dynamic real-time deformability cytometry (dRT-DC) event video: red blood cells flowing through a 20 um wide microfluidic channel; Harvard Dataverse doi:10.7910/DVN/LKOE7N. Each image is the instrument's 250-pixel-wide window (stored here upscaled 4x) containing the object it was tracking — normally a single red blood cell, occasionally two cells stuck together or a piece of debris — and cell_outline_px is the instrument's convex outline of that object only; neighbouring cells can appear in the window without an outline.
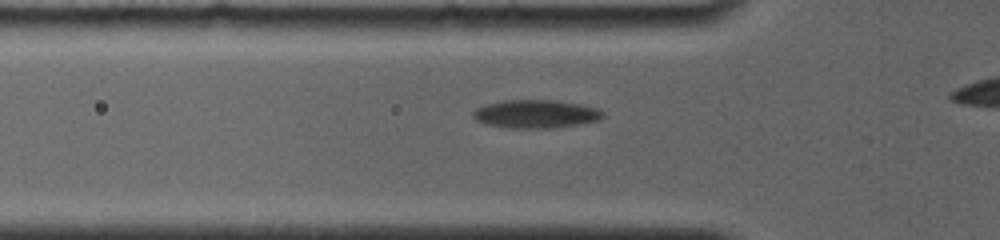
{"species": "common noctule bat (a hibernating species)", "species_latin": "Nyctalus noctula", "temperature_condition": "room temperature", "stored_images_in_passage": 16, "camera_frame_rate_fps": 4000, "um_per_image_px": 0.085, "animal": {"sex": "female", "body_mass_g": 19.0, "forearm_length_mm": 56.7}, "frame": {"image": 1, "passage_image": 7, "time_ms": 2.75, "image_size_px": [1000, 240], "cell_outline_px": [[604, 116], [600, 120], [556, 128], [508, 128], [484, 124], [476, 120], [472, 116], [472, 112], [476, 108], [488, 104], [504, 100], [556, 100], [580, 104], [600, 108], [604, 112]], "centroid_in_image_um": [45.56, 9.69], "position_along_channel_um": 80.2, "area_um2": 21.62}}
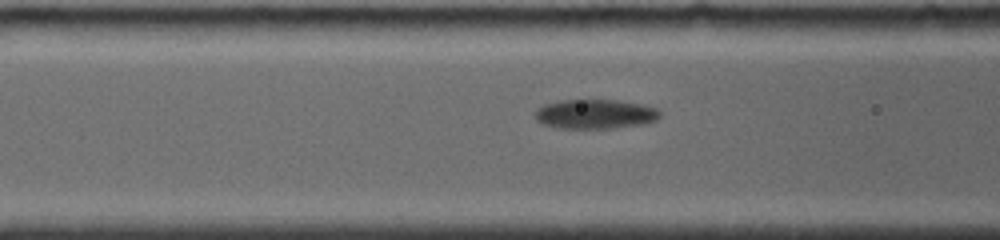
{"frame": {"image": 2, "passage_image": 10, "time_ms": 3.75, "image_size_px": [1000, 240], "cell_outline_px": [[660, 116], [656, 120], [640, 124], [608, 128], [560, 128], [544, 124], [536, 120], [536, 112], [544, 104], [560, 100], [612, 100], [640, 104], [656, 108], [660, 112]], "centroid_in_image_um": [50.57, 9.69], "position_along_channel_um": 116.0, "area_um2": 20.98}}
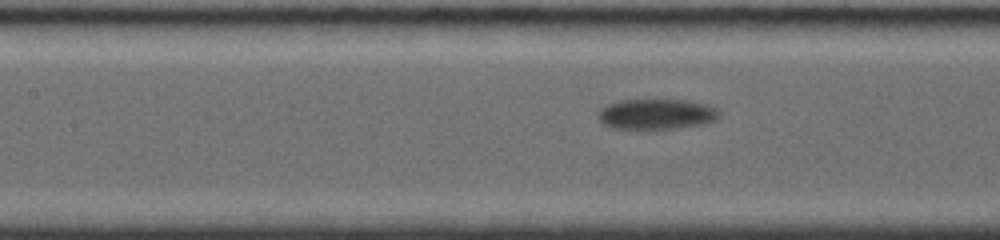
{"frame": {"image": 3, "passage_image": 13, "time_ms": 4.75, "image_size_px": [1000, 240], "cell_outline_px": [[720, 116], [716, 120], [704, 124], [676, 128], [612, 128], [604, 124], [600, 120], [600, 108], [608, 104], [620, 100], [688, 100], [708, 104], [716, 108], [720, 112]], "centroid_in_image_um": [55.86, 9.69], "position_along_channel_um": 151.5, "area_um2": 21.33}}